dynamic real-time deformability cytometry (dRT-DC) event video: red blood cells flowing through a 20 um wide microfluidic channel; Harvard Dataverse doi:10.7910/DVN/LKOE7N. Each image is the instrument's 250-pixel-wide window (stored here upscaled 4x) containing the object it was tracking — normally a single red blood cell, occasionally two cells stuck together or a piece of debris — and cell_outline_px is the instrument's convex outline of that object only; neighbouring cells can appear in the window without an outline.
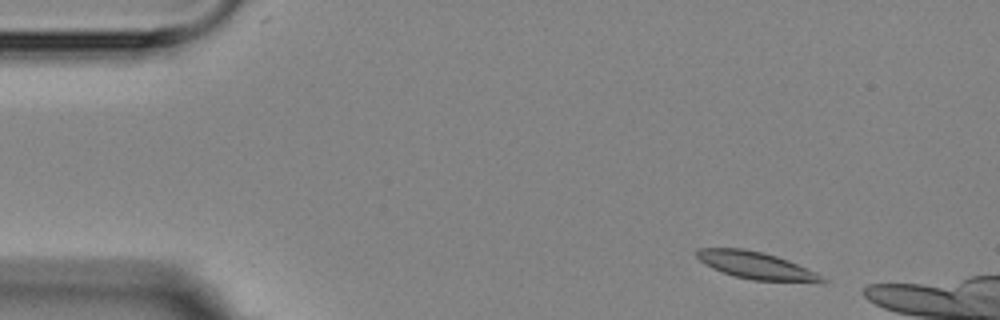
{"species": "Egyptian fruit bat (a non-hibernating species)", "species_latin": "Rousettus aegyptiacus", "temperature_condition": "room temperature", "stored_images_in_passage": 4, "camera_frame_rate_fps": 3000, "um_per_image_px": 0.085, "animal": {"sex": "female"}, "frame": {"image": 1, "passage_image": 1, "time_ms": 0.0, "image_size_px": [1000, 320], "cell_outline_px": [[832, 280], [824, 284], [752, 280], [736, 276], [712, 268], [704, 264], [696, 256], [696, 248], [744, 248], [764, 252], [788, 260], [816, 272]], "centroid_in_image_um": [64.4, 22.59], "position_along_channel_um": 20.6, "area_um2": 20.46}}